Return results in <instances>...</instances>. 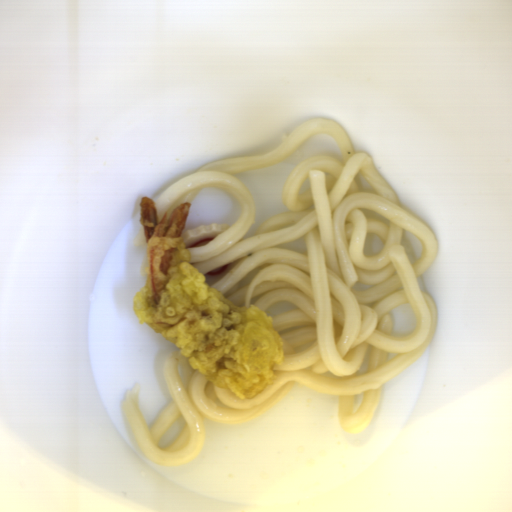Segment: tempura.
I'll return each mask as SVG.
<instances>
[{
  "label": "tempura",
  "mask_w": 512,
  "mask_h": 512,
  "mask_svg": "<svg viewBox=\"0 0 512 512\" xmlns=\"http://www.w3.org/2000/svg\"><path fill=\"white\" fill-rule=\"evenodd\" d=\"M138 208L146 245L145 282L133 300L139 321L220 390L243 399L264 392L285 357L271 316L255 305H237L193 267L182 233L190 202L164 223L151 197H140Z\"/></svg>",
  "instance_id": "8679c707"
}]
</instances>
